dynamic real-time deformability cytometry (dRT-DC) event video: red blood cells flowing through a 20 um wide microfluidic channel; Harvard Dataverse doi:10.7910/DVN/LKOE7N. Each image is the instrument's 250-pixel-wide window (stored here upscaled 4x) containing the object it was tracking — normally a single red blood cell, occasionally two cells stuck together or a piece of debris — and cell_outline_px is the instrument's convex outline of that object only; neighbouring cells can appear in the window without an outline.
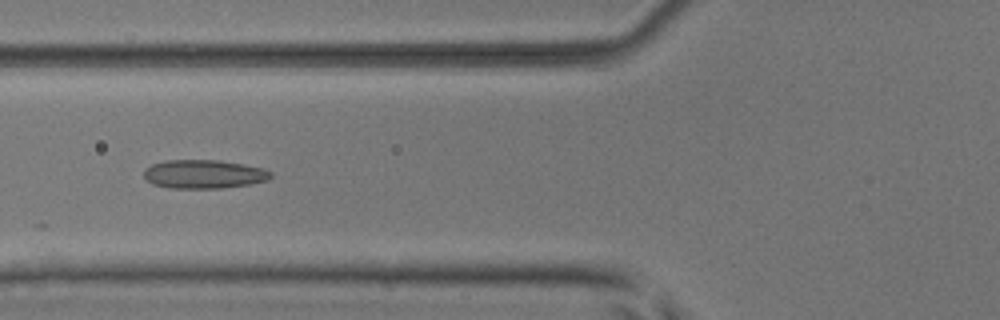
{"species": "common noctule bat (a hibernating species)", "species_latin": "Nyctalus noctula", "temperature_condition": "room temperature", "stored_images_in_passage": 22, "camera_frame_rate_fps": 3000, "um_per_image_px": 0.085, "animal": {"sex": "male", "body_mass_g": 17.9, "forearm_length_mm": 54.2}, "frame": {"image": 1, "passage_image": 5, "time_ms": 1.333, "image_size_px": [1000, 320], "cell_outline_px": [[272, 176], [268, 180], [248, 184], [220, 188], [168, 188], [152, 184], [144, 176], [144, 168], [152, 164], [168, 160], [220, 160], [244, 164], [264, 168], [272, 172]], "centroid_in_image_um": [17.33, 14.79], "position_along_channel_um": 108.5, "area_um2": 21.27}}
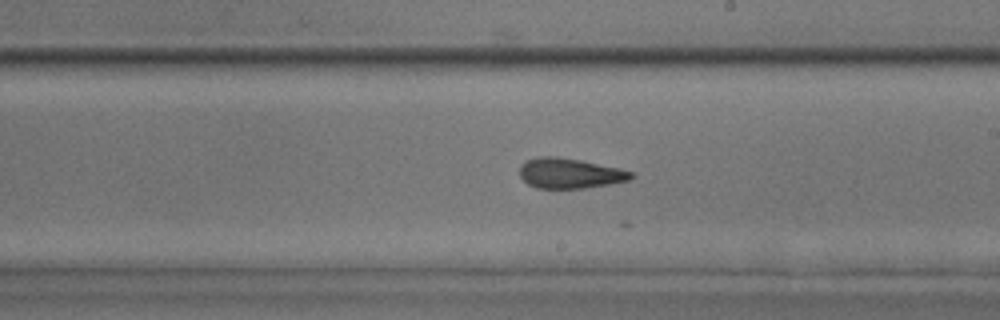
{"frame": {"image": 2, "passage_image": 15, "time_ms": 4.667, "image_size_px": [1000, 320], "cell_outline_px": [[636, 176], [628, 180], [608, 184], [584, 188], [536, 188], [528, 184], [520, 176], [520, 164], [524, 160], [536, 156], [556, 156], [580, 160], [620, 168], [632, 172]], "centroid_in_image_um": [48.4, 14.71], "position_along_channel_um": 240.6, "area_um2": 19.71}}
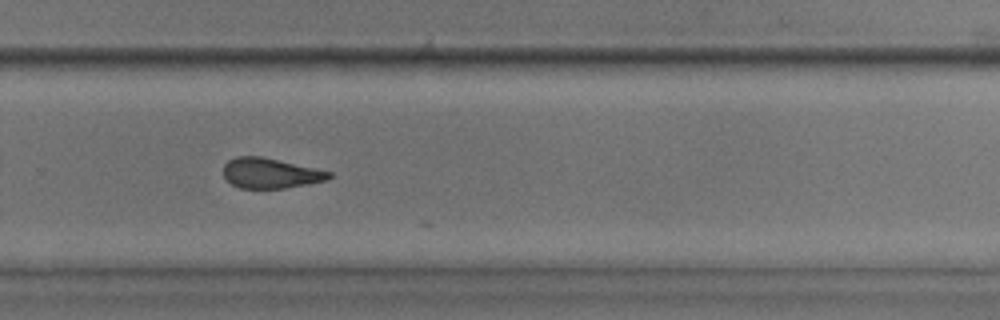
{"frame": {"image": 3, "passage_image": 20, "time_ms": 6.333, "image_size_px": [1000, 320], "cell_outline_px": [[332, 176], [328, 180], [308, 184], [284, 188], [240, 188], [232, 184], [224, 176], [224, 164], [228, 160], [236, 156], [260, 156], [332, 172]], "centroid_in_image_um": [22.98, 14.72], "position_along_channel_um": 306.8, "area_um2": 18.44}}